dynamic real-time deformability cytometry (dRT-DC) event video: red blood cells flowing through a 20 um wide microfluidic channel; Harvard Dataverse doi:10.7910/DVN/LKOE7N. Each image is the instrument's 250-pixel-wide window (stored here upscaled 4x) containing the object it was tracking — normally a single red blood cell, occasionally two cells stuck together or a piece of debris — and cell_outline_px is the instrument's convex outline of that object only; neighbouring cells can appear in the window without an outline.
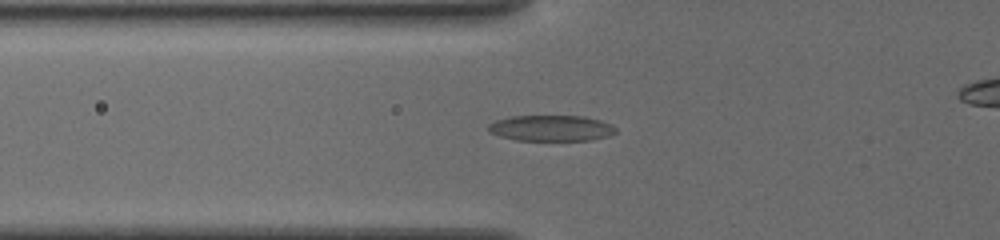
{"species": "common noctule bat (a hibernating species)", "species_latin": "Nyctalus noctula", "temperature_condition": "cold", "stored_images_in_passage": 43, "camera_frame_rate_fps": 3000, "um_per_image_px": 0.085, "animal": {"sex": "female", "body_mass_g": 19.5, "forearm_length_mm": 54.1}, "frame": {"image": 1, "passage_image": 2, "time_ms": 0.333, "image_size_px": [1000, 240], "cell_outline_px": [[616, 132], [608, 136], [592, 140], [516, 140], [500, 136], [488, 132], [488, 124], [496, 120], [512, 116], [584, 116], [600, 120], [612, 124], [616, 128]], "centroid_in_image_um": [46.85, 10.89], "position_along_channel_um": 78.9, "area_um2": 19.25}}
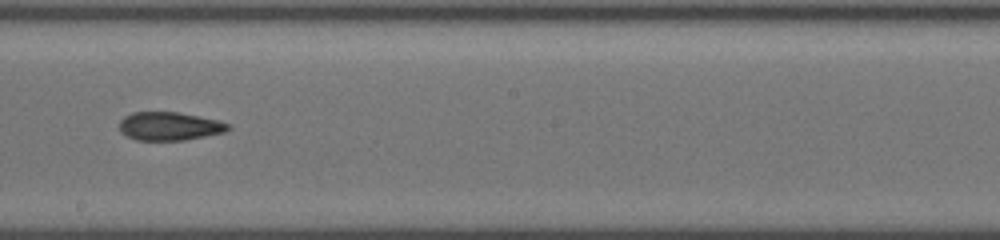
{"frame": {"image": 2, "passage_image": 18, "time_ms": 4.333, "image_size_px": [1000, 240], "cell_outline_px": [[232, 128], [224, 132], [184, 140], [136, 140], [120, 132], [120, 120], [124, 116], [132, 112], [176, 112], [220, 120], [228, 124]], "centroid_in_image_um": [14.4, 10.72], "position_along_channel_um": 233.8, "area_um2": 17.92}}
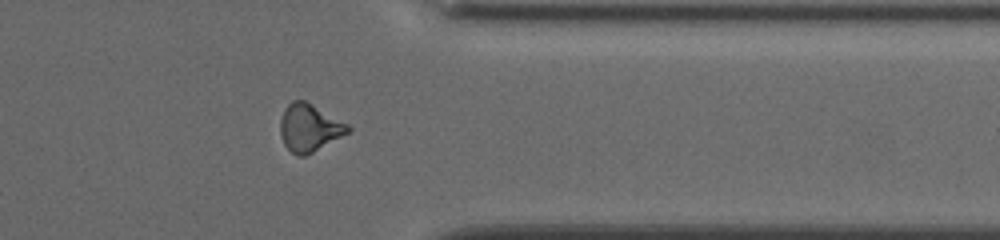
{"frame": {"image": 3, "passage_image": 35, "time_ms": 8.333, "image_size_px": [1000, 240], "cell_outline_px": [[352, 128], [348, 132], [312, 152], [304, 156], [296, 156], [284, 144], [280, 132], [280, 120], [284, 108], [292, 100], [304, 100], [312, 104], [348, 124]], "centroid_in_image_um": [26.26, 10.84], "position_along_channel_um": 385.1, "area_um2": 18.44}}